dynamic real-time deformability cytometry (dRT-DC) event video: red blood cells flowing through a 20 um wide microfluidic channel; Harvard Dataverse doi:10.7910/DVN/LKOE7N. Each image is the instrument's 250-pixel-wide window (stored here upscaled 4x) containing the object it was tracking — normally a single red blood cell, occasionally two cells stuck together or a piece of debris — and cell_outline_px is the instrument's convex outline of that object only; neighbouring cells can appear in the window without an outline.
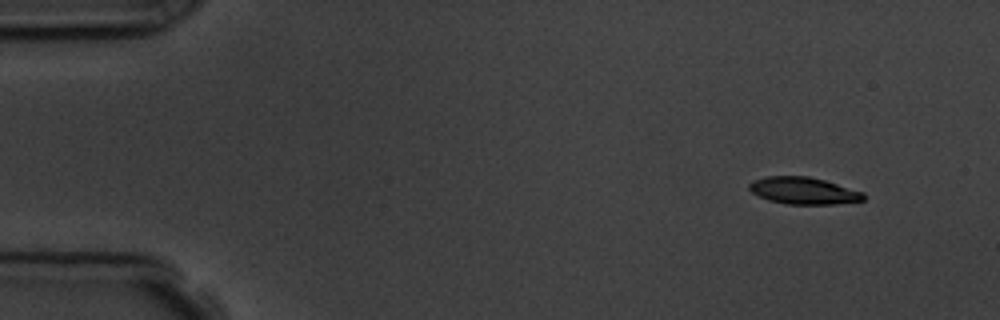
{"species": "common noctule bat (a hibernating species)", "species_latin": "Nyctalus noctula", "temperature_condition": "room temperature", "stored_images_in_passage": 4, "camera_frame_rate_fps": 3000, "um_per_image_px": 0.085, "animal": {"sex": "male", "body_mass_g": 19.5, "forearm_length_mm": 54.6}, "frame": {"image": 1, "passage_image": 1, "time_ms": 0.0, "image_size_px": [1000, 320], "cell_outline_px": [[864, 200], [832, 204], [784, 204], [768, 200], [752, 192], [748, 188], [748, 184], [752, 180], [764, 176], [808, 176], [824, 180], [864, 192]], "centroid_in_image_um": [68.26, 16.2], "position_along_channel_um": 16.7, "area_um2": 17.98}}
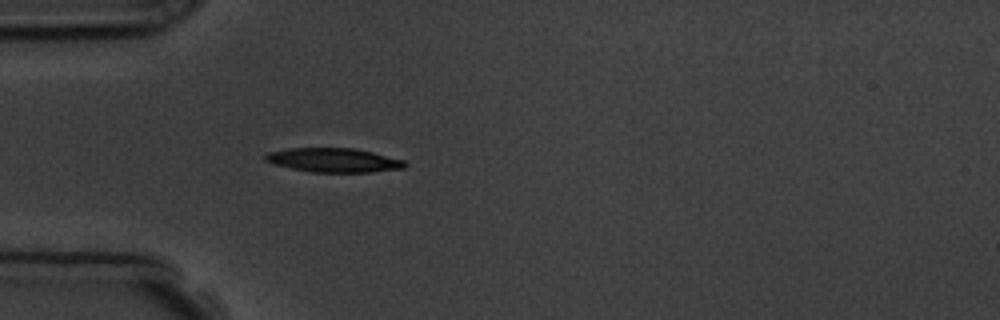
{"frame": {"image": 2, "passage_image": 4, "time_ms": 3.667, "image_size_px": [1000, 320], "cell_outline_px": [[408, 164], [404, 168], [368, 172], [312, 172], [292, 168], [276, 164], [264, 160], [264, 156], [268, 152], [288, 148], [356, 148], [404, 160]], "centroid_in_image_um": [28.37, 13.6], "position_along_channel_um": 56.6, "area_um2": 19.48}}